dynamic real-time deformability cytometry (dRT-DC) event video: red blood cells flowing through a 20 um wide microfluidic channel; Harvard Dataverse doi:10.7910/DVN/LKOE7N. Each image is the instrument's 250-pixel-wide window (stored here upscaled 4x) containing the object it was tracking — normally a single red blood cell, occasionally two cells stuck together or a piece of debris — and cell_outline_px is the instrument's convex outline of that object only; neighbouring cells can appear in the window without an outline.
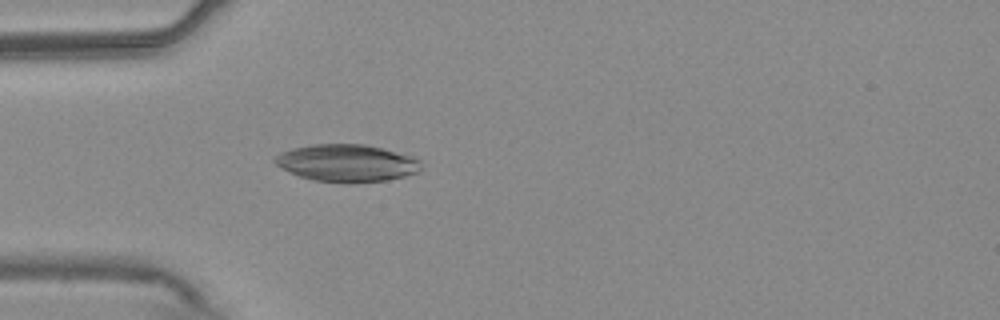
{"species": "common noctule bat (a hibernating species)", "species_latin": "Nyctalus noctula", "temperature_condition": "warm", "stored_images_in_passage": 53, "camera_frame_rate_fps": 3000, "um_per_image_px": 0.085, "animal": {"sex": "male", "body_mass_g": 20.4}, "frame": {"image": 1, "passage_image": 15, "time_ms": 4.667, "image_size_px": [1000, 320], "cell_outline_px": [[420, 172], [388, 180], [348, 184], [312, 180], [288, 172], [276, 164], [272, 160], [280, 152], [292, 148], [312, 144], [364, 144], [412, 156], [420, 160]], "centroid_in_image_um": [29.46, 13.87], "position_along_channel_um": 55.5, "area_um2": 32.02}}
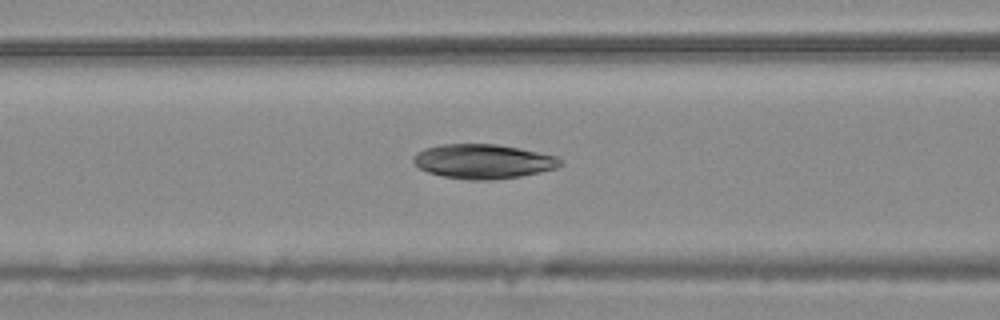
{"frame": {"image": 2, "passage_image": 21, "time_ms": 6.667, "image_size_px": [1000, 320], "cell_outline_px": [[564, 164], [556, 168], [540, 172], [520, 176], [492, 180], [468, 180], [444, 176], [428, 172], [420, 168], [412, 160], [416, 152], [424, 148], [440, 144], [496, 144], [520, 148], [556, 156]], "centroid_in_image_um": [41.06, 13.71], "position_along_channel_um": 125.5, "area_um2": 29.48}}
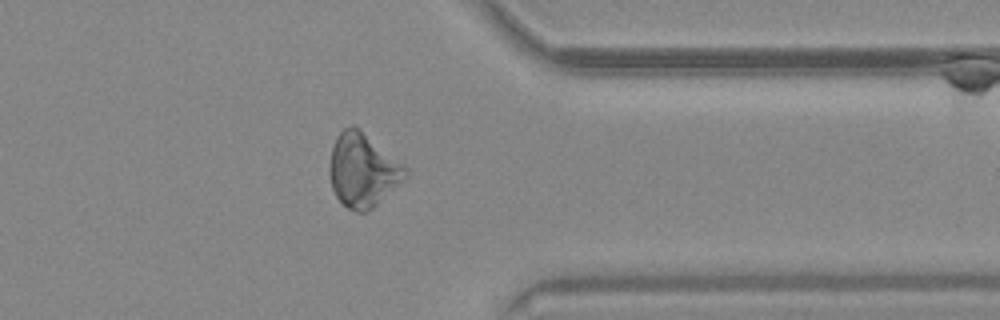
{"frame": {"image": 3, "passage_image": 42, "time_ms": 13.667, "image_size_px": [1000, 320], "cell_outline_px": [[408, 176], [372, 208], [364, 212], [356, 212], [348, 208], [336, 196], [332, 188], [328, 168], [332, 148], [336, 136], [344, 128], [352, 124], [360, 128], [404, 164], [408, 168]], "centroid_in_image_um": [30.84, 14.43], "position_along_channel_um": 380.6, "area_um2": 32.6}}